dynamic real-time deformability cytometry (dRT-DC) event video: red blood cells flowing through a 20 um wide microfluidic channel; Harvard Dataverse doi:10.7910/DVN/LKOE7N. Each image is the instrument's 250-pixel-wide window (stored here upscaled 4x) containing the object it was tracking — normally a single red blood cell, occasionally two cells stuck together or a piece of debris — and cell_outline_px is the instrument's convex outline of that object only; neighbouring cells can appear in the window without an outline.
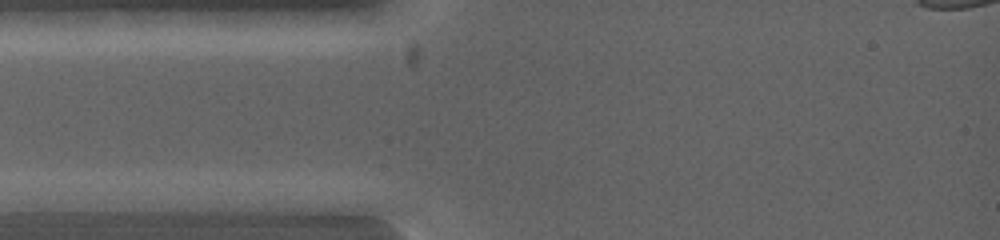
{"species": "common noctule bat (a hibernating species)", "species_latin": "Nyctalus noctula", "temperature_condition": "warm", "stored_images_in_passage": 3, "camera_frame_rate_fps": 5000, "um_per_image_px": 0.085, "animal": {"sex": "female", "body_mass_g": 19.0, "forearm_length_mm": 53.3}, "frame": {"image": 1, "passage_image": 1, "time_ms": 0.0, "image_size_px": [1000, 240], "cell_outline_px": [[120, 200], [96, 212], [16, 212], [12, 200], [60, 192], [104, 192]], "centroid_in_image_um": [5.55, 17.21], "position_along_channel_um": 79.4, "area_um2": 12.54}}